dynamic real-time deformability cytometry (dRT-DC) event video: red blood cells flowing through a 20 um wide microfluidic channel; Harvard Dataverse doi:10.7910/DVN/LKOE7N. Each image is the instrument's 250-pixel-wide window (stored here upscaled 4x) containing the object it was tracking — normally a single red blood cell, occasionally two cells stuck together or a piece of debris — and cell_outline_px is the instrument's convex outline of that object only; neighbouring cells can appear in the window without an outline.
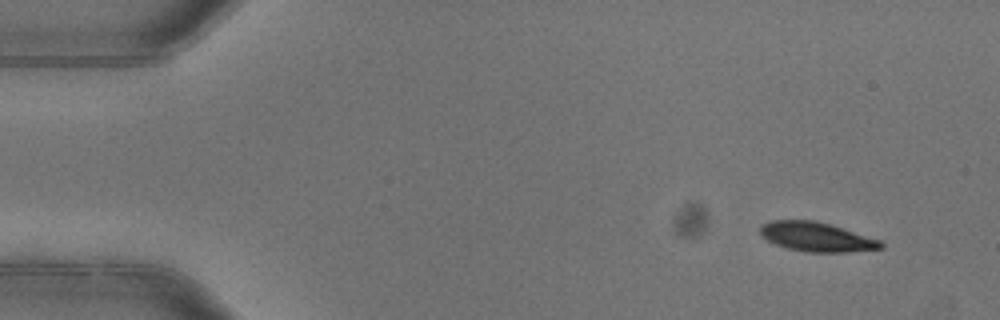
{"species": "common noctule bat (a hibernating species)", "species_latin": "Nyctalus noctula", "temperature_condition": "warm", "stored_images_in_passage": 4, "camera_frame_rate_fps": 3000, "um_per_image_px": 0.085, "animal": {"sex": "female"}, "frame": {"image": 1, "passage_image": 1, "time_ms": 0.0, "image_size_px": [1000, 320], "cell_outline_px": [[884, 248], [848, 252], [804, 252], [788, 248], [776, 244], [768, 240], [760, 232], [760, 228], [764, 224], [772, 220], [816, 220], [880, 240], [884, 244]], "centroid_in_image_um": [69.43, 20.14], "position_along_channel_um": 15.6, "area_um2": 20.35}}
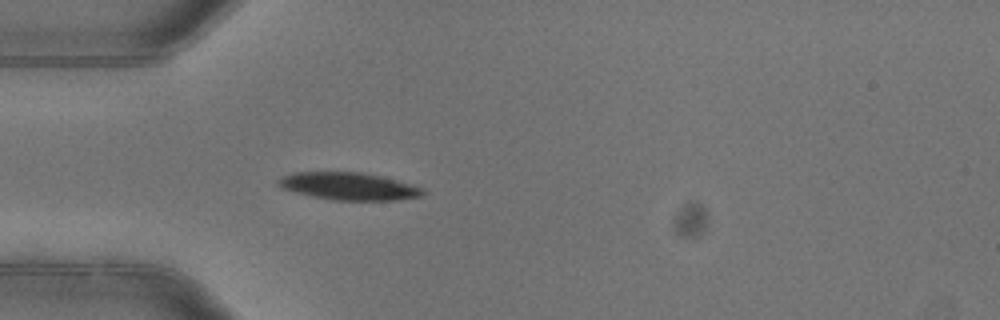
{"frame": {"image": 2, "passage_image": 4, "time_ms": 1.0, "image_size_px": [1000, 320], "cell_outline_px": [[424, 192], [420, 196], [396, 200], [332, 200], [312, 196], [296, 192], [284, 188], [276, 180], [280, 176], [292, 172], [360, 172], [380, 176], [396, 180], [420, 188]], "centroid_in_image_um": [29.58, 15.82], "position_along_channel_um": 55.4, "area_um2": 22.72}}